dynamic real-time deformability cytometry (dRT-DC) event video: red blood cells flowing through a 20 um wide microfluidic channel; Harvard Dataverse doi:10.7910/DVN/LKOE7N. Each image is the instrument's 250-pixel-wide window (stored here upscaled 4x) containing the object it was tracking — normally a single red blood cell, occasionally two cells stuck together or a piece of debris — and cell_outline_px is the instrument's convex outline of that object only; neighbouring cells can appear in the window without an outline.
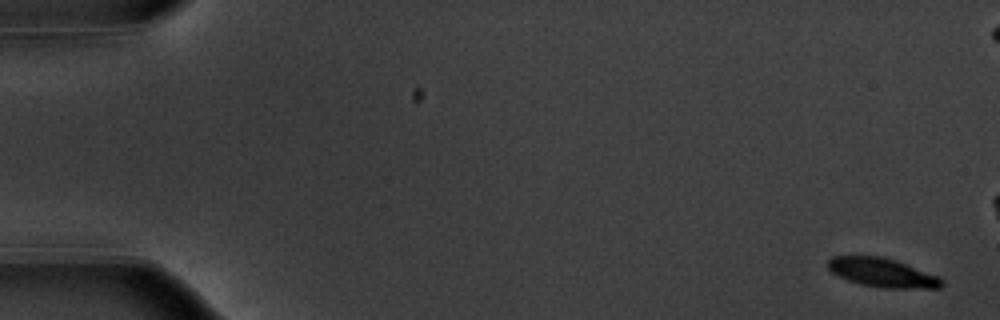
{"species": "common noctule bat (a hibernating species)", "species_latin": "Nyctalus noctula", "temperature_condition": "warm", "stored_images_in_passage": 17, "camera_frame_rate_fps": 3000, "um_per_image_px": 0.085, "animal": {"sex": "male", "body_mass_g": 20.1, "forearm_length_mm": 53.5}, "frame": {"image": 1, "passage_image": 1, "time_ms": 0.0, "image_size_px": [1000, 320], "cell_outline_px": [[944, 284], [940, 288], [884, 288], [860, 284], [848, 280], [832, 272], [828, 268], [828, 260], [832, 256], [884, 256], [896, 260], [940, 276], [944, 280]], "centroid_in_image_um": [75.05, 23.17], "position_along_channel_um": 10.0, "area_um2": 19.31}}